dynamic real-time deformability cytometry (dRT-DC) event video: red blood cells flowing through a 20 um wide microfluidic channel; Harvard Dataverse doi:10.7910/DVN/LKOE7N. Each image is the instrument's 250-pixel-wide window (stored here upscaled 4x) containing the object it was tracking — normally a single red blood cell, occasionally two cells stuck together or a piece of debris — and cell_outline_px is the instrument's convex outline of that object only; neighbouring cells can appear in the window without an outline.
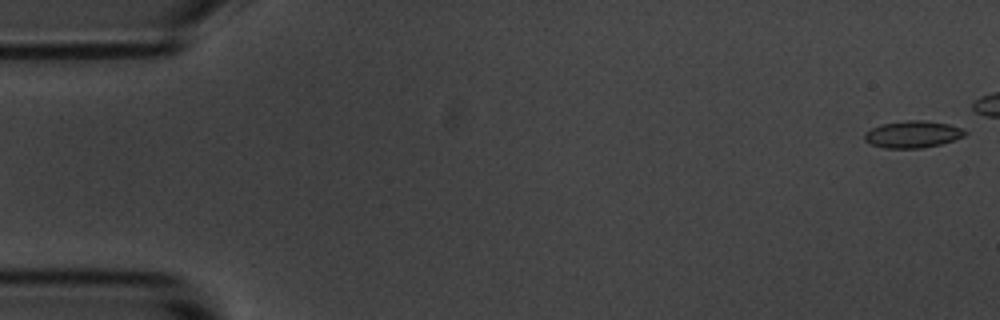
{"species": "common noctule bat (a hibernating species)", "species_latin": "Nyctalus noctula", "temperature_condition": "room temperature", "stored_images_in_passage": 44, "camera_frame_rate_fps": 3000, "um_per_image_px": 0.085, "animal": {"sex": "male", "body_mass_g": 20.1, "forearm_length_mm": 53.5}, "frame": {"image": 1, "passage_image": 1, "time_ms": 0.0, "image_size_px": [1000, 320], "cell_outline_px": [[968, 132], [964, 136], [940, 144], [920, 148], [884, 148], [872, 144], [864, 140], [864, 136], [872, 128], [880, 124], [904, 120], [924, 120], [948, 124], [964, 128]], "centroid_in_image_um": [77.6, 11.4], "position_along_channel_um": 7.4, "area_um2": 15.72}}
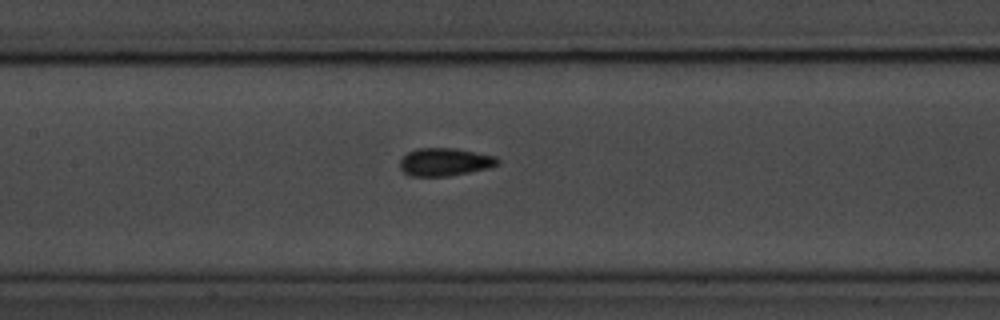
{"frame": {"image": 2, "passage_image": 25, "time_ms": 8.0, "image_size_px": [1000, 320], "cell_outline_px": [[500, 164], [488, 168], [448, 176], [412, 176], [404, 172], [400, 168], [400, 160], [408, 152], [416, 148], [456, 148], [496, 156], [500, 160]], "centroid_in_image_um": [37.83, 13.76], "position_along_channel_um": 169.6, "area_um2": 15.9}}
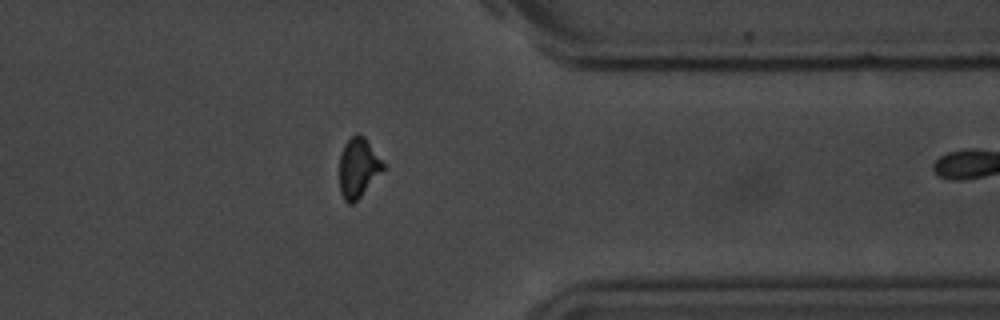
{"frame": {"image": 3, "passage_image": 43, "time_ms": 14.0, "image_size_px": [1000, 320], "cell_outline_px": [[384, 168], [360, 196], [352, 204], [348, 204], [344, 200], [340, 192], [340, 152], [344, 144], [356, 132], [360, 132], [364, 136], [384, 164]], "centroid_in_image_um": [30.41, 14.22], "position_along_channel_um": 381.0, "area_um2": 14.91}}